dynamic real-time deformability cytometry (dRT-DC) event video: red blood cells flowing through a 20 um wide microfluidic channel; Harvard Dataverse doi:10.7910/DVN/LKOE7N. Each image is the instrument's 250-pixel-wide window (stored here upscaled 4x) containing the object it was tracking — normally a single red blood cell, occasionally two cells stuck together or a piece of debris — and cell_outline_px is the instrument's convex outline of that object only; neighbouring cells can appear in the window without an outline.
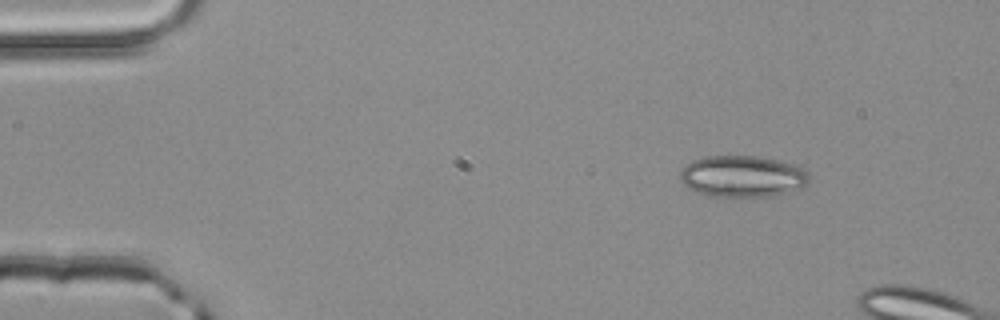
{"species": "common noctule bat (a hibernating species)", "species_latin": "Nyctalus noctula", "temperature_condition": "room temperature", "stored_images_in_passage": 12, "camera_frame_rate_fps": 3000, "um_per_image_px": 0.085, "animal": {"sex": "male", "body_mass_g": 20.4}, "frame": {"image": 1, "passage_image": 6, "time_ms": 1.667, "image_size_px": [1000, 320], "cell_outline_px": [[808, 180], [804, 188], [772, 196], [708, 196], [688, 188], [680, 180], [680, 168], [684, 164], [692, 160], [704, 156], [756, 156], [776, 160], [792, 164], [808, 172]], "centroid_in_image_um": [63.06, 14.99], "position_along_channel_um": 21.9, "area_um2": 31.27}}